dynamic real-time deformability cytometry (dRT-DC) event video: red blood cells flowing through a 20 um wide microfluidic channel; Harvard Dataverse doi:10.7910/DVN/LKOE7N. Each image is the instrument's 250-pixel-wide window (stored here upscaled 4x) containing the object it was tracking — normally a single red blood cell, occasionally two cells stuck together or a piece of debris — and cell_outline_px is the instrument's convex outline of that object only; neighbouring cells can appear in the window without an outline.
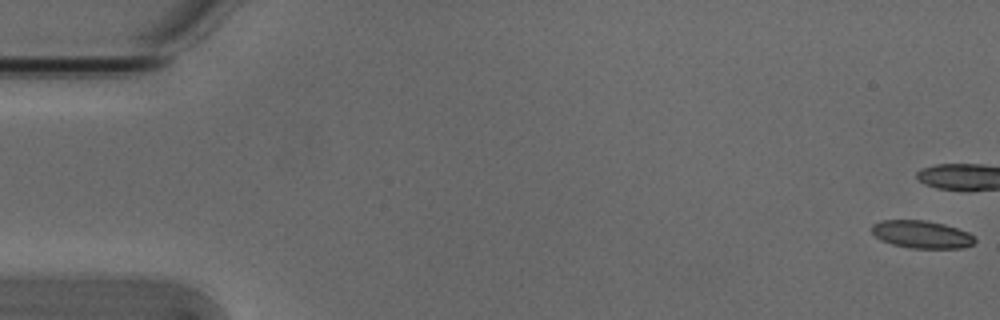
{"species": "Egyptian fruit bat (a non-hibernating species)", "species_latin": "Rousettus aegyptiacus", "temperature_condition": "cold", "stored_images_in_passage": 13, "camera_frame_rate_fps": 3000, "um_per_image_px": 0.085, "animal": {"sex": "male"}, "frame": {"image": 1, "passage_image": 1, "time_ms": 0.0, "image_size_px": [1000, 320], "cell_outline_px": [[976, 240], [972, 244], [964, 248], [912, 248], [892, 244], [880, 240], [872, 232], [872, 224], [880, 220], [924, 220], [944, 224], [968, 232]], "centroid_in_image_um": [78.32, 19.92], "position_along_channel_um": 6.7, "area_um2": 16.53}}